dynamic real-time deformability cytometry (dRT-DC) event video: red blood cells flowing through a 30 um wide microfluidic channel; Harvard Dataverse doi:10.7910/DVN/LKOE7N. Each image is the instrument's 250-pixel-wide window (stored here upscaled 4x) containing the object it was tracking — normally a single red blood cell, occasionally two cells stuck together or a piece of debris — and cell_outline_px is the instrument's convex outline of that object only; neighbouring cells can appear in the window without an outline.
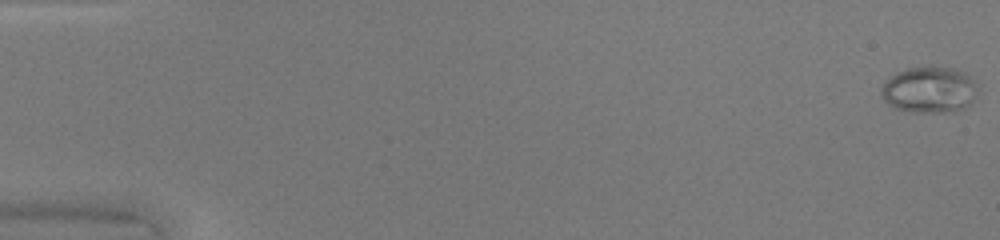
{"species": "common noctule bat (a hibernating species)", "species_latin": "Nyctalus noctula", "temperature_condition": "warm", "stored_images_in_passage": 11, "camera_frame_rate_fps": 3000, "um_per_image_px": 0.085, "animal": {"sex": "female", "body_mass_g": 20.0, "forearm_length_mm": 54.0}, "frame": {"image": 1, "passage_image": 1, "time_ms": 0.0, "image_size_px": [1000, 240], "cell_outline_px": [[980, 92], [964, 108], [952, 112], [908, 112], [896, 108], [888, 104], [884, 100], [880, 92], [880, 88], [884, 80], [896, 72], [908, 68], [928, 64], [932, 64], [956, 68], [972, 76]], "centroid_in_image_um": [79.0, 7.59], "position_along_channel_um": 6.0, "area_um2": 26.99}}